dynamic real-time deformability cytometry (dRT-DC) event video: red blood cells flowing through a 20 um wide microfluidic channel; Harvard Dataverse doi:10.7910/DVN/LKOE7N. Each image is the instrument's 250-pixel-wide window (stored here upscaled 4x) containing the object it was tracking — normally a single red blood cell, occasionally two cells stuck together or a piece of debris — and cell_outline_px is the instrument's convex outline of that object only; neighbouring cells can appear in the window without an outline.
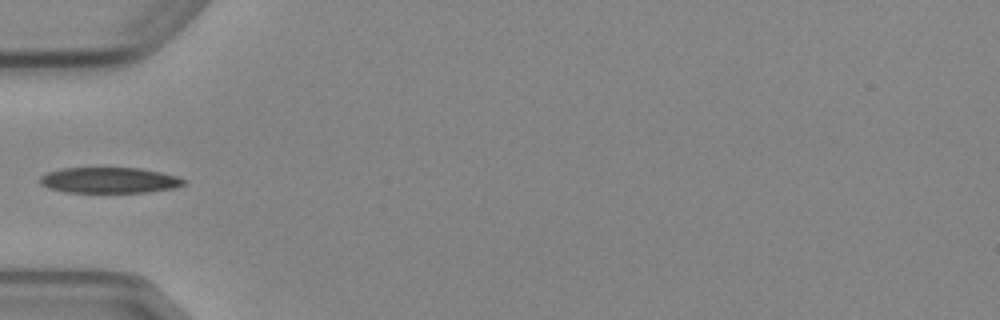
{"species": "Egyptian fruit bat (a non-hibernating species)", "species_latin": "Rousettus aegyptiacus", "temperature_condition": "cold", "stored_images_in_passage": 6, "camera_frame_rate_fps": 3000, "um_per_image_px": 0.085, "animal": {"sex": "female"}, "frame": {"image": 1, "passage_image": 5, "time_ms": 4.667, "image_size_px": [1000, 320], "cell_outline_px": [[188, 184], [172, 188], [148, 192], [64, 192], [48, 188], [40, 184], [40, 176], [48, 172], [60, 168], [140, 168], [160, 172], [176, 176], [188, 180]], "centroid_in_image_um": [9.3, 15.32], "position_along_channel_um": 75.7, "area_um2": 21.68}}
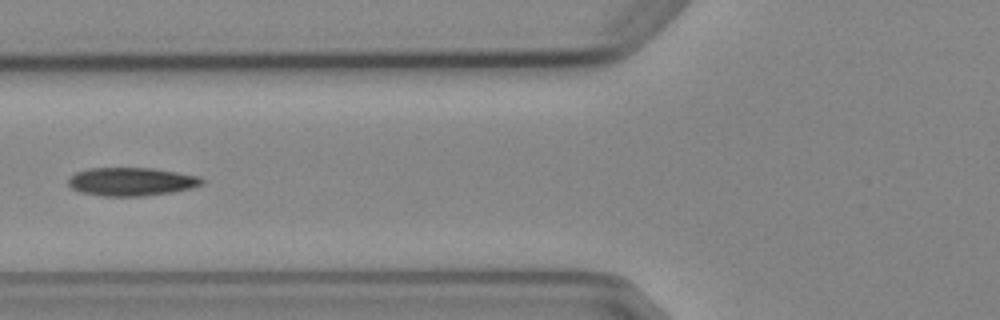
{"frame": {"image": 2, "passage_image": 6, "time_ms": 5.667, "image_size_px": [1000, 320], "cell_outline_px": [[204, 184], [192, 188], [172, 192], [144, 196], [104, 196], [80, 192], [72, 188], [68, 184], [68, 180], [76, 172], [88, 168], [152, 168], [200, 176], [204, 180]], "centroid_in_image_um": [11.19, 15.44], "position_along_channel_um": 114.6, "area_um2": 22.08}}